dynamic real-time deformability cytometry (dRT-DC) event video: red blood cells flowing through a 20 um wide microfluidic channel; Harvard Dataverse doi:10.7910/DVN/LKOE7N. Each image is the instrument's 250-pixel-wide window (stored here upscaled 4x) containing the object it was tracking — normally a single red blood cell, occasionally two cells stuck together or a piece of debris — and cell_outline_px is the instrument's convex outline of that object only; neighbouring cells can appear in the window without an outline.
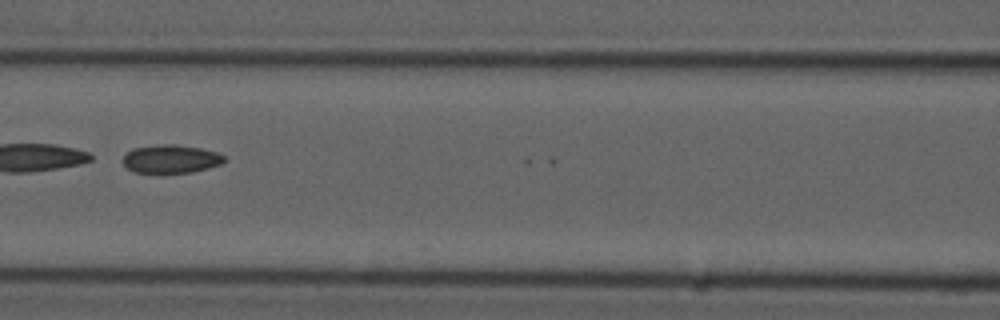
{"species": "common noctule bat (a hibernating species)", "species_latin": "Nyctalus noctula", "temperature_condition": "cold", "stored_images_in_passage": 47, "camera_frame_rate_fps": 3000, "um_per_image_px": 0.085, "animal": {"sex": "male", "forearm_length_mm": 52.5}, "frame": {"image": 1, "passage_image": 18, "time_ms": 5.667, "image_size_px": [1000, 320], "cell_outline_px": [[224, 160], [220, 164], [208, 168], [192, 172], [136, 172], [128, 168], [124, 164], [124, 156], [132, 148], [164, 144], [172, 144], [200, 148], [216, 152], [224, 156]], "centroid_in_image_um": [14.53, 13.5], "position_along_channel_um": 152.1, "area_um2": 16.3}, "authors_computed_cell_mechanics": {"area_um2": 18.207, "velocity_mm_per_s": 3.7402, "shape_relaxation_time_tau1_ms": null, "shape_relaxation_time_tau2_ms": 3.9448, "deformation_change_tau1": null, "deformation_change_tau2": 0.0912}}